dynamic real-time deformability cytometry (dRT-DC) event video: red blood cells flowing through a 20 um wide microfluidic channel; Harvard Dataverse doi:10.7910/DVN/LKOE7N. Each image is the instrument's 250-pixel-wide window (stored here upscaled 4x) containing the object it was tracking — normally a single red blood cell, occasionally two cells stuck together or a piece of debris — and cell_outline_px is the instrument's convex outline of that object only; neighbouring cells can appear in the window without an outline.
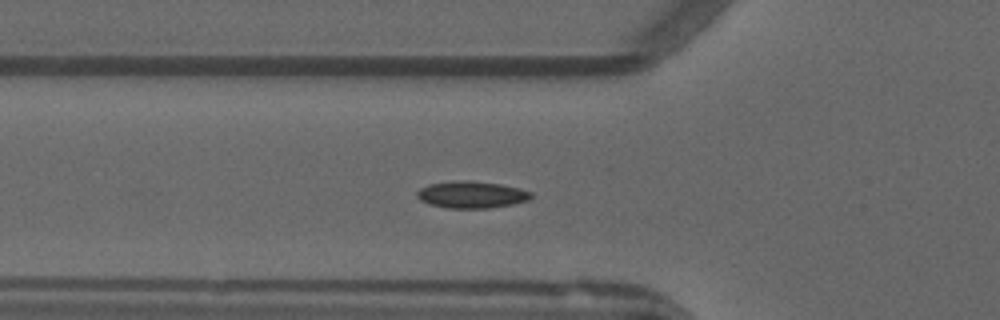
{"species": "common noctule bat (a hibernating species)", "species_latin": "Nyctalus noctula", "temperature_condition": "warm", "stored_images_in_passage": 47, "camera_frame_rate_fps": 3000, "um_per_image_px": 0.085, "animal": {"sex": "male", "forearm_length_mm": 52.5}, "frame": {"image": 1, "passage_image": 13, "time_ms": 4.0, "image_size_px": [1000, 320], "cell_outline_px": [[532, 196], [528, 200], [512, 204], [488, 208], [444, 208], [428, 204], [420, 200], [416, 196], [416, 192], [420, 188], [428, 184], [456, 180], [468, 180], [500, 184], [520, 188], [532, 192]], "centroid_in_image_um": [40.04, 16.54], "position_along_channel_um": 85.8, "area_um2": 18.03}}
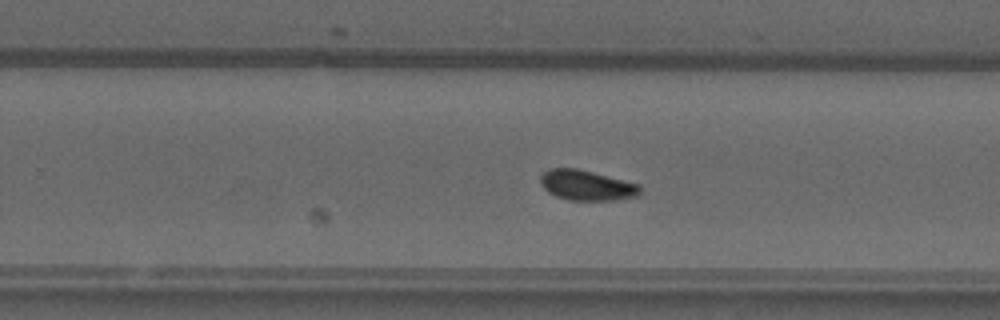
{"frame": {"image": 2, "passage_image": 28, "time_ms": 9.0, "image_size_px": [1000, 320], "cell_outline_px": [[640, 192], [636, 196], [612, 200], [568, 200], [556, 196], [548, 192], [540, 184], [540, 176], [544, 172], [552, 168], [576, 168], [640, 184]], "centroid_in_image_um": [49.84, 15.75], "position_along_channel_um": 280.0, "area_um2": 17.4}}
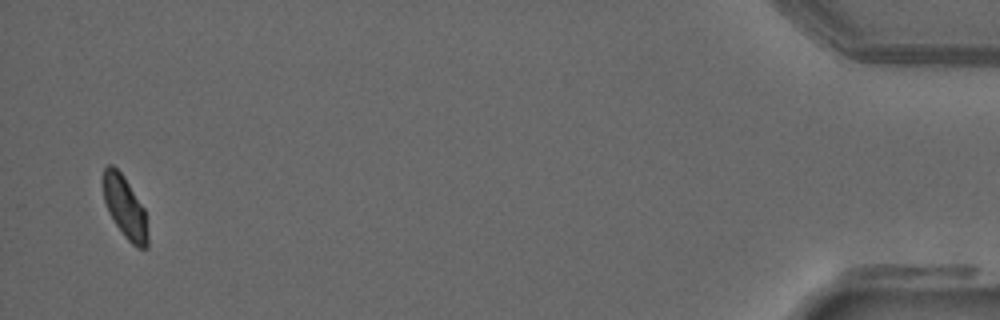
{"frame": {"image": 3, "passage_image": 46, "time_ms": 15.0, "image_size_px": [1000, 320], "cell_outline_px": [[148, 248], [136, 248], [124, 236], [108, 212], [104, 200], [104, 168], [108, 164], [112, 164], [124, 176], [144, 208], [148, 236]], "centroid_in_image_um": [10.63, 17.64], "position_along_channel_um": 424.6, "area_um2": 15.9}}